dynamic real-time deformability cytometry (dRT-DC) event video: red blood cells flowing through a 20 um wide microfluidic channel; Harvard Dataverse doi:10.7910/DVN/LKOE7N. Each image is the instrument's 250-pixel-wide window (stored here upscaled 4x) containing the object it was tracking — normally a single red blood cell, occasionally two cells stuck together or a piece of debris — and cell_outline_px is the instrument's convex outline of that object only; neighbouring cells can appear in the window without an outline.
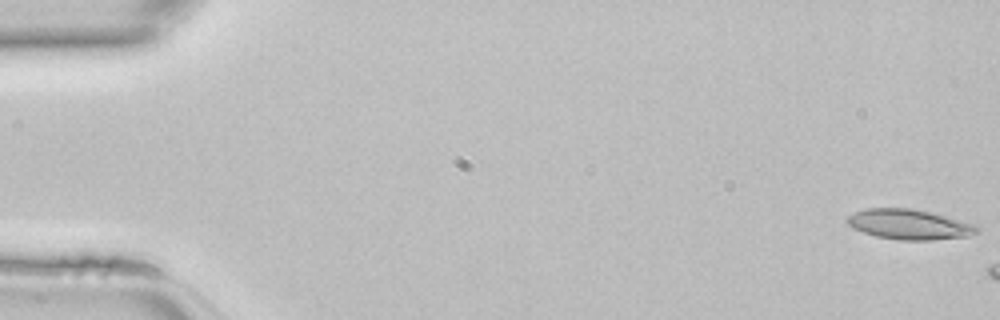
{"species": "common noctule bat (a hibernating species)", "species_latin": "Nyctalus noctula", "temperature_condition": "room temperature", "stored_images_in_passage": 7, "camera_frame_rate_fps": 3000, "um_per_image_px": 0.085, "animal": {"sex": "female", "body_mass_g": 22.7, "forearm_length_mm": 54.2}, "frame": {"image": 1, "passage_image": 1, "time_ms": 0.0, "image_size_px": [1000, 320], "cell_outline_px": [[976, 232], [968, 236], [932, 240], [900, 240], [876, 236], [852, 228], [844, 220], [848, 216], [864, 208], [912, 208], [932, 212], [976, 224]], "centroid_in_image_um": [77.25, 19.06], "position_along_channel_um": 7.7, "area_um2": 22.77}}